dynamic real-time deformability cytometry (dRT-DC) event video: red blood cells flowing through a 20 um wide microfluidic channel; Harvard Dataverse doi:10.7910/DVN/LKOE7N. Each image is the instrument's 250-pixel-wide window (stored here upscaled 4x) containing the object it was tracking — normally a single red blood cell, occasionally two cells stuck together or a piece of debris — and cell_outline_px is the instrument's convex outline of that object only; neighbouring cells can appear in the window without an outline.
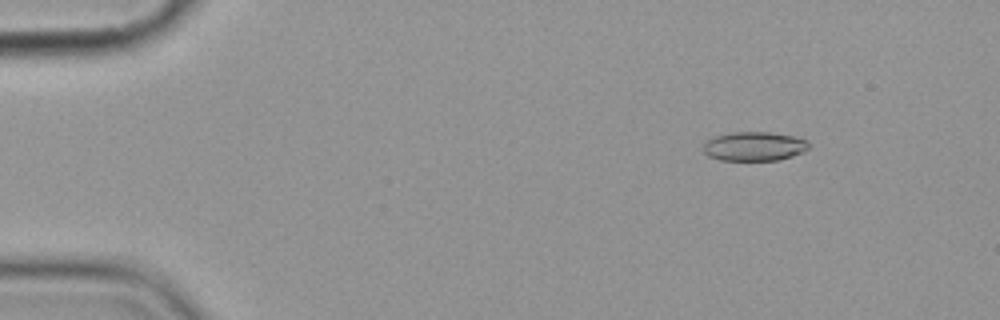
{"species": "common noctule bat (a hibernating species)", "species_latin": "Nyctalus noctula", "temperature_condition": "cold", "stored_images_in_passage": 4, "camera_frame_rate_fps": 3000, "um_per_image_px": 0.085, "animal": {"sex": "female", "body_mass_g": 19.9}, "frame": {"image": 1, "passage_image": 2, "time_ms": 1.0, "image_size_px": [1000, 320], "cell_outline_px": [[808, 148], [804, 152], [780, 160], [720, 160], [708, 156], [704, 152], [704, 140], [716, 136], [732, 132], [768, 132], [792, 136], [808, 140]], "centroid_in_image_um": [64.1, 12.44], "position_along_channel_um": 20.9, "area_um2": 17.92}}
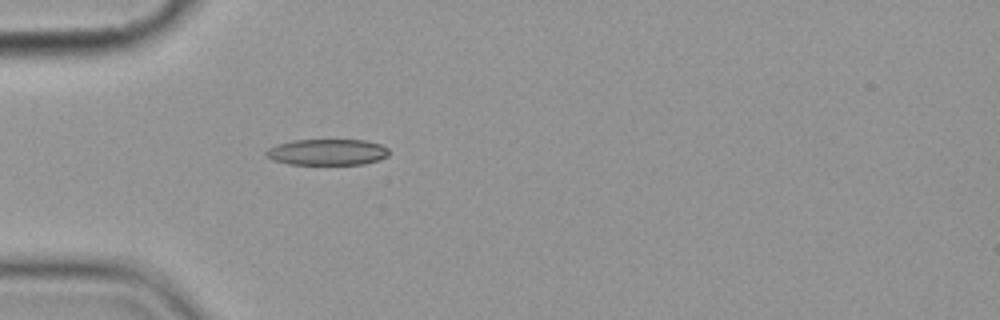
{"frame": {"image": 2, "passage_image": 4, "time_ms": 4.333, "image_size_px": [1000, 320], "cell_outline_px": [[388, 156], [380, 160], [364, 164], [288, 164], [272, 160], [264, 156], [264, 152], [268, 148], [276, 144], [292, 140], [364, 140], [380, 144], [388, 148]], "centroid_in_image_um": [27.78, 12.93], "position_along_channel_um": 57.2, "area_um2": 18.9}}